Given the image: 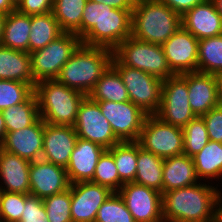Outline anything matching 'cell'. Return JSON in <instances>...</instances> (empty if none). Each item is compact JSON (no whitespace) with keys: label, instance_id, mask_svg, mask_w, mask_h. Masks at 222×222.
I'll return each mask as SVG.
<instances>
[{"label":"cell","instance_id":"1","mask_svg":"<svg viewBox=\"0 0 222 222\" xmlns=\"http://www.w3.org/2000/svg\"><path fill=\"white\" fill-rule=\"evenodd\" d=\"M132 10L87 1L81 19V43L114 50L131 37Z\"/></svg>","mask_w":222,"mask_h":222},{"label":"cell","instance_id":"2","mask_svg":"<svg viewBox=\"0 0 222 222\" xmlns=\"http://www.w3.org/2000/svg\"><path fill=\"white\" fill-rule=\"evenodd\" d=\"M209 184L199 182L163 193V219L219 222L220 189Z\"/></svg>","mask_w":222,"mask_h":222},{"label":"cell","instance_id":"3","mask_svg":"<svg viewBox=\"0 0 222 222\" xmlns=\"http://www.w3.org/2000/svg\"><path fill=\"white\" fill-rule=\"evenodd\" d=\"M131 37L162 45L181 26V16L160 0H135Z\"/></svg>","mask_w":222,"mask_h":222},{"label":"cell","instance_id":"4","mask_svg":"<svg viewBox=\"0 0 222 222\" xmlns=\"http://www.w3.org/2000/svg\"><path fill=\"white\" fill-rule=\"evenodd\" d=\"M112 57L113 51L108 48L81 43L63 65L56 80L88 96L111 64Z\"/></svg>","mask_w":222,"mask_h":222},{"label":"cell","instance_id":"5","mask_svg":"<svg viewBox=\"0 0 222 222\" xmlns=\"http://www.w3.org/2000/svg\"><path fill=\"white\" fill-rule=\"evenodd\" d=\"M39 115L46 124L73 126L80 103L86 97L78 90L61 84L56 79L36 83Z\"/></svg>","mask_w":222,"mask_h":222},{"label":"cell","instance_id":"6","mask_svg":"<svg viewBox=\"0 0 222 222\" xmlns=\"http://www.w3.org/2000/svg\"><path fill=\"white\" fill-rule=\"evenodd\" d=\"M113 56L122 65L139 69L161 80L175 75L168 66L162 45L129 37L113 50Z\"/></svg>","mask_w":222,"mask_h":222},{"label":"cell","instance_id":"7","mask_svg":"<svg viewBox=\"0 0 222 222\" xmlns=\"http://www.w3.org/2000/svg\"><path fill=\"white\" fill-rule=\"evenodd\" d=\"M111 65L121 76L129 100L147 115H155L161 104L163 80L139 69L122 65L114 56Z\"/></svg>","mask_w":222,"mask_h":222},{"label":"cell","instance_id":"8","mask_svg":"<svg viewBox=\"0 0 222 222\" xmlns=\"http://www.w3.org/2000/svg\"><path fill=\"white\" fill-rule=\"evenodd\" d=\"M80 44L81 39L76 34L64 32L44 48L30 53L33 80L38 83L56 79Z\"/></svg>","mask_w":222,"mask_h":222},{"label":"cell","instance_id":"9","mask_svg":"<svg viewBox=\"0 0 222 222\" xmlns=\"http://www.w3.org/2000/svg\"><path fill=\"white\" fill-rule=\"evenodd\" d=\"M188 94L187 73L163 80L161 104L155 116L167 124L183 128L196 117Z\"/></svg>","mask_w":222,"mask_h":222},{"label":"cell","instance_id":"10","mask_svg":"<svg viewBox=\"0 0 222 222\" xmlns=\"http://www.w3.org/2000/svg\"><path fill=\"white\" fill-rule=\"evenodd\" d=\"M137 142L163 159L183 154L182 128L167 124L155 115L146 116Z\"/></svg>","mask_w":222,"mask_h":222},{"label":"cell","instance_id":"11","mask_svg":"<svg viewBox=\"0 0 222 222\" xmlns=\"http://www.w3.org/2000/svg\"><path fill=\"white\" fill-rule=\"evenodd\" d=\"M120 142H136L147 116L133 102L95 101Z\"/></svg>","mask_w":222,"mask_h":222},{"label":"cell","instance_id":"12","mask_svg":"<svg viewBox=\"0 0 222 222\" xmlns=\"http://www.w3.org/2000/svg\"><path fill=\"white\" fill-rule=\"evenodd\" d=\"M73 127L78 138L94 142L106 150L120 143L113 133L110 123L101 113L99 104L88 96L79 105Z\"/></svg>","mask_w":222,"mask_h":222},{"label":"cell","instance_id":"13","mask_svg":"<svg viewBox=\"0 0 222 222\" xmlns=\"http://www.w3.org/2000/svg\"><path fill=\"white\" fill-rule=\"evenodd\" d=\"M135 222H161L162 194L155 189L134 183H124L118 191Z\"/></svg>","mask_w":222,"mask_h":222},{"label":"cell","instance_id":"14","mask_svg":"<svg viewBox=\"0 0 222 222\" xmlns=\"http://www.w3.org/2000/svg\"><path fill=\"white\" fill-rule=\"evenodd\" d=\"M199 40L181 26L162 44L169 68L175 75L196 72Z\"/></svg>","mask_w":222,"mask_h":222},{"label":"cell","instance_id":"15","mask_svg":"<svg viewBox=\"0 0 222 222\" xmlns=\"http://www.w3.org/2000/svg\"><path fill=\"white\" fill-rule=\"evenodd\" d=\"M30 195L40 199L55 195L70 188L66 168L39 159L30 163Z\"/></svg>","mask_w":222,"mask_h":222},{"label":"cell","instance_id":"16","mask_svg":"<svg viewBox=\"0 0 222 222\" xmlns=\"http://www.w3.org/2000/svg\"><path fill=\"white\" fill-rule=\"evenodd\" d=\"M113 192L102 185L88 182L71 184L73 222H95L97 211Z\"/></svg>","mask_w":222,"mask_h":222},{"label":"cell","instance_id":"17","mask_svg":"<svg viewBox=\"0 0 222 222\" xmlns=\"http://www.w3.org/2000/svg\"><path fill=\"white\" fill-rule=\"evenodd\" d=\"M78 136L73 126L53 125L44 122L41 159L66 168Z\"/></svg>","mask_w":222,"mask_h":222},{"label":"cell","instance_id":"18","mask_svg":"<svg viewBox=\"0 0 222 222\" xmlns=\"http://www.w3.org/2000/svg\"><path fill=\"white\" fill-rule=\"evenodd\" d=\"M44 121L39 117L32 125L6 132L1 149L30 162L41 159L43 151Z\"/></svg>","mask_w":222,"mask_h":222},{"label":"cell","instance_id":"19","mask_svg":"<svg viewBox=\"0 0 222 222\" xmlns=\"http://www.w3.org/2000/svg\"><path fill=\"white\" fill-rule=\"evenodd\" d=\"M182 26L198 40L222 35V18L212 0H204L181 16Z\"/></svg>","mask_w":222,"mask_h":222},{"label":"cell","instance_id":"20","mask_svg":"<svg viewBox=\"0 0 222 222\" xmlns=\"http://www.w3.org/2000/svg\"><path fill=\"white\" fill-rule=\"evenodd\" d=\"M187 87L189 104L196 116H202L218 106L216 75L198 71L188 72Z\"/></svg>","mask_w":222,"mask_h":222},{"label":"cell","instance_id":"21","mask_svg":"<svg viewBox=\"0 0 222 222\" xmlns=\"http://www.w3.org/2000/svg\"><path fill=\"white\" fill-rule=\"evenodd\" d=\"M105 150L94 142L78 138L66 167L70 183L91 181L99 157Z\"/></svg>","mask_w":222,"mask_h":222},{"label":"cell","instance_id":"22","mask_svg":"<svg viewBox=\"0 0 222 222\" xmlns=\"http://www.w3.org/2000/svg\"><path fill=\"white\" fill-rule=\"evenodd\" d=\"M30 161L0 148V191L11 193L30 192Z\"/></svg>","mask_w":222,"mask_h":222},{"label":"cell","instance_id":"23","mask_svg":"<svg viewBox=\"0 0 222 222\" xmlns=\"http://www.w3.org/2000/svg\"><path fill=\"white\" fill-rule=\"evenodd\" d=\"M162 194L199 183L194 160L186 154L164 158Z\"/></svg>","mask_w":222,"mask_h":222},{"label":"cell","instance_id":"24","mask_svg":"<svg viewBox=\"0 0 222 222\" xmlns=\"http://www.w3.org/2000/svg\"><path fill=\"white\" fill-rule=\"evenodd\" d=\"M0 80L24 82L35 88L30 53L0 45Z\"/></svg>","mask_w":222,"mask_h":222},{"label":"cell","instance_id":"25","mask_svg":"<svg viewBox=\"0 0 222 222\" xmlns=\"http://www.w3.org/2000/svg\"><path fill=\"white\" fill-rule=\"evenodd\" d=\"M31 16L14 10L7 14L4 22L1 45L10 49L29 52Z\"/></svg>","mask_w":222,"mask_h":222},{"label":"cell","instance_id":"26","mask_svg":"<svg viewBox=\"0 0 222 222\" xmlns=\"http://www.w3.org/2000/svg\"><path fill=\"white\" fill-rule=\"evenodd\" d=\"M164 159L144 150L137 142V170L134 183L152 188L162 194Z\"/></svg>","mask_w":222,"mask_h":222},{"label":"cell","instance_id":"27","mask_svg":"<svg viewBox=\"0 0 222 222\" xmlns=\"http://www.w3.org/2000/svg\"><path fill=\"white\" fill-rule=\"evenodd\" d=\"M93 101H129L128 91L117 70L110 64L88 94Z\"/></svg>","mask_w":222,"mask_h":222},{"label":"cell","instance_id":"28","mask_svg":"<svg viewBox=\"0 0 222 222\" xmlns=\"http://www.w3.org/2000/svg\"><path fill=\"white\" fill-rule=\"evenodd\" d=\"M29 53L42 49L64 32L52 12L31 16Z\"/></svg>","mask_w":222,"mask_h":222},{"label":"cell","instance_id":"29","mask_svg":"<svg viewBox=\"0 0 222 222\" xmlns=\"http://www.w3.org/2000/svg\"><path fill=\"white\" fill-rule=\"evenodd\" d=\"M1 112L7 132H14L32 125L40 117L35 92L24 102L13 105Z\"/></svg>","mask_w":222,"mask_h":222},{"label":"cell","instance_id":"30","mask_svg":"<svg viewBox=\"0 0 222 222\" xmlns=\"http://www.w3.org/2000/svg\"><path fill=\"white\" fill-rule=\"evenodd\" d=\"M192 158L200 181L205 180L203 178L222 179V143L209 140Z\"/></svg>","mask_w":222,"mask_h":222},{"label":"cell","instance_id":"31","mask_svg":"<svg viewBox=\"0 0 222 222\" xmlns=\"http://www.w3.org/2000/svg\"><path fill=\"white\" fill-rule=\"evenodd\" d=\"M88 0H53L52 13L65 33L81 39V19Z\"/></svg>","mask_w":222,"mask_h":222},{"label":"cell","instance_id":"32","mask_svg":"<svg viewBox=\"0 0 222 222\" xmlns=\"http://www.w3.org/2000/svg\"><path fill=\"white\" fill-rule=\"evenodd\" d=\"M198 72H222V35L200 39L198 42Z\"/></svg>","mask_w":222,"mask_h":222},{"label":"cell","instance_id":"33","mask_svg":"<svg viewBox=\"0 0 222 222\" xmlns=\"http://www.w3.org/2000/svg\"><path fill=\"white\" fill-rule=\"evenodd\" d=\"M108 151L113 155L120 180L123 183L133 182L137 170V141L120 142Z\"/></svg>","mask_w":222,"mask_h":222},{"label":"cell","instance_id":"34","mask_svg":"<svg viewBox=\"0 0 222 222\" xmlns=\"http://www.w3.org/2000/svg\"><path fill=\"white\" fill-rule=\"evenodd\" d=\"M183 153L193 157L209 142L208 132L202 116H196L183 128Z\"/></svg>","mask_w":222,"mask_h":222},{"label":"cell","instance_id":"35","mask_svg":"<svg viewBox=\"0 0 222 222\" xmlns=\"http://www.w3.org/2000/svg\"><path fill=\"white\" fill-rule=\"evenodd\" d=\"M109 188L112 192H118L124 184L119 177L113 155L105 150L99 157L95 173L90 181Z\"/></svg>","mask_w":222,"mask_h":222},{"label":"cell","instance_id":"36","mask_svg":"<svg viewBox=\"0 0 222 222\" xmlns=\"http://www.w3.org/2000/svg\"><path fill=\"white\" fill-rule=\"evenodd\" d=\"M95 222H135L118 192H113L97 211Z\"/></svg>","mask_w":222,"mask_h":222},{"label":"cell","instance_id":"37","mask_svg":"<svg viewBox=\"0 0 222 222\" xmlns=\"http://www.w3.org/2000/svg\"><path fill=\"white\" fill-rule=\"evenodd\" d=\"M49 222H73L71 216L70 188L43 199Z\"/></svg>","mask_w":222,"mask_h":222},{"label":"cell","instance_id":"38","mask_svg":"<svg viewBox=\"0 0 222 222\" xmlns=\"http://www.w3.org/2000/svg\"><path fill=\"white\" fill-rule=\"evenodd\" d=\"M34 88L27 83L11 80H0V111L24 102Z\"/></svg>","mask_w":222,"mask_h":222},{"label":"cell","instance_id":"39","mask_svg":"<svg viewBox=\"0 0 222 222\" xmlns=\"http://www.w3.org/2000/svg\"><path fill=\"white\" fill-rule=\"evenodd\" d=\"M29 195L0 191V222H19Z\"/></svg>","mask_w":222,"mask_h":222},{"label":"cell","instance_id":"40","mask_svg":"<svg viewBox=\"0 0 222 222\" xmlns=\"http://www.w3.org/2000/svg\"><path fill=\"white\" fill-rule=\"evenodd\" d=\"M19 222H49L43 199L29 195Z\"/></svg>","mask_w":222,"mask_h":222},{"label":"cell","instance_id":"41","mask_svg":"<svg viewBox=\"0 0 222 222\" xmlns=\"http://www.w3.org/2000/svg\"><path fill=\"white\" fill-rule=\"evenodd\" d=\"M209 140L222 143V107H215L202 115Z\"/></svg>","mask_w":222,"mask_h":222},{"label":"cell","instance_id":"42","mask_svg":"<svg viewBox=\"0 0 222 222\" xmlns=\"http://www.w3.org/2000/svg\"><path fill=\"white\" fill-rule=\"evenodd\" d=\"M53 0H20L16 10L29 16L52 12Z\"/></svg>","mask_w":222,"mask_h":222},{"label":"cell","instance_id":"43","mask_svg":"<svg viewBox=\"0 0 222 222\" xmlns=\"http://www.w3.org/2000/svg\"><path fill=\"white\" fill-rule=\"evenodd\" d=\"M168 5L173 11L183 16L189 9H192L197 4L204 0H160Z\"/></svg>","mask_w":222,"mask_h":222},{"label":"cell","instance_id":"44","mask_svg":"<svg viewBox=\"0 0 222 222\" xmlns=\"http://www.w3.org/2000/svg\"><path fill=\"white\" fill-rule=\"evenodd\" d=\"M102 3L121 10H133L135 0H102Z\"/></svg>","mask_w":222,"mask_h":222},{"label":"cell","instance_id":"45","mask_svg":"<svg viewBox=\"0 0 222 222\" xmlns=\"http://www.w3.org/2000/svg\"><path fill=\"white\" fill-rule=\"evenodd\" d=\"M16 10V5L11 0H0V12L8 14Z\"/></svg>","mask_w":222,"mask_h":222},{"label":"cell","instance_id":"46","mask_svg":"<svg viewBox=\"0 0 222 222\" xmlns=\"http://www.w3.org/2000/svg\"><path fill=\"white\" fill-rule=\"evenodd\" d=\"M218 83V106L222 107V72L216 74Z\"/></svg>","mask_w":222,"mask_h":222},{"label":"cell","instance_id":"47","mask_svg":"<svg viewBox=\"0 0 222 222\" xmlns=\"http://www.w3.org/2000/svg\"><path fill=\"white\" fill-rule=\"evenodd\" d=\"M6 126H5V121L3 119L2 112L0 111V146L5 138L6 134Z\"/></svg>","mask_w":222,"mask_h":222},{"label":"cell","instance_id":"48","mask_svg":"<svg viewBox=\"0 0 222 222\" xmlns=\"http://www.w3.org/2000/svg\"><path fill=\"white\" fill-rule=\"evenodd\" d=\"M6 16L7 14L0 12V45L3 38L4 22H5Z\"/></svg>","mask_w":222,"mask_h":222},{"label":"cell","instance_id":"49","mask_svg":"<svg viewBox=\"0 0 222 222\" xmlns=\"http://www.w3.org/2000/svg\"><path fill=\"white\" fill-rule=\"evenodd\" d=\"M212 2L215 5V8L217 9L218 14L222 18V0H212Z\"/></svg>","mask_w":222,"mask_h":222},{"label":"cell","instance_id":"50","mask_svg":"<svg viewBox=\"0 0 222 222\" xmlns=\"http://www.w3.org/2000/svg\"><path fill=\"white\" fill-rule=\"evenodd\" d=\"M219 222H222V194L219 195Z\"/></svg>","mask_w":222,"mask_h":222},{"label":"cell","instance_id":"51","mask_svg":"<svg viewBox=\"0 0 222 222\" xmlns=\"http://www.w3.org/2000/svg\"><path fill=\"white\" fill-rule=\"evenodd\" d=\"M161 222H184V221L162 219Z\"/></svg>","mask_w":222,"mask_h":222},{"label":"cell","instance_id":"52","mask_svg":"<svg viewBox=\"0 0 222 222\" xmlns=\"http://www.w3.org/2000/svg\"><path fill=\"white\" fill-rule=\"evenodd\" d=\"M90 2H97V3H102V0H88Z\"/></svg>","mask_w":222,"mask_h":222},{"label":"cell","instance_id":"53","mask_svg":"<svg viewBox=\"0 0 222 222\" xmlns=\"http://www.w3.org/2000/svg\"><path fill=\"white\" fill-rule=\"evenodd\" d=\"M15 5L20 1V0H11Z\"/></svg>","mask_w":222,"mask_h":222}]
</instances>
